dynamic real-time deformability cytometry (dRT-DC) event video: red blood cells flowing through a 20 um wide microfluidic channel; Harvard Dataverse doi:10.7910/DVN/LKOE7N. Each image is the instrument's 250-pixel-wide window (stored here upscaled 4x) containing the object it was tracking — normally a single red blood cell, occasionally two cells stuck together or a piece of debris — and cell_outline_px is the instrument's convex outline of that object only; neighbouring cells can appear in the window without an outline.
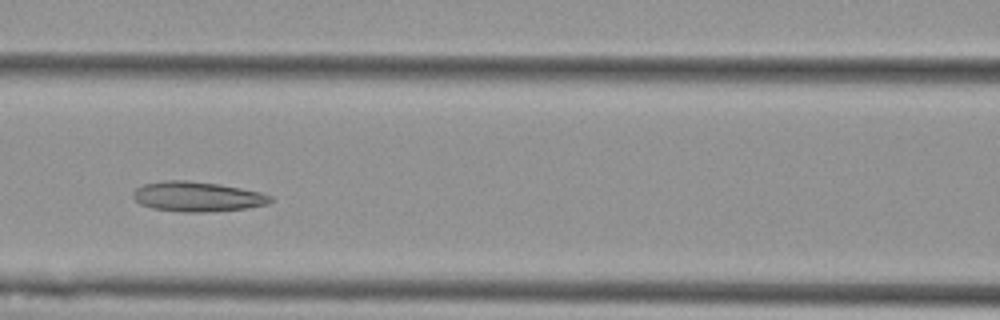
{"species": "Egyptian fruit bat (a non-hibernating species)", "species_latin": "Rousettus aegyptiacus", "temperature_condition": "cold", "stored_images_in_passage": 8, "camera_frame_rate_fps": 3000, "um_per_image_px": 0.085, "animal": {"sex": "female"}, "frame": {"image": 1, "passage_image": 5, "time_ms": 5.0, "image_size_px": [1000, 320], "cell_outline_px": [[272, 200], [268, 204], [248, 208], [208, 212], [184, 212], [152, 208], [140, 204], [132, 196], [132, 192], [136, 188], [144, 184], [164, 180], [188, 180], [220, 184], [260, 192], [272, 196]], "centroid_in_image_um": [16.76, 16.71], "position_along_channel_um": 149.8, "area_um2": 24.04}}
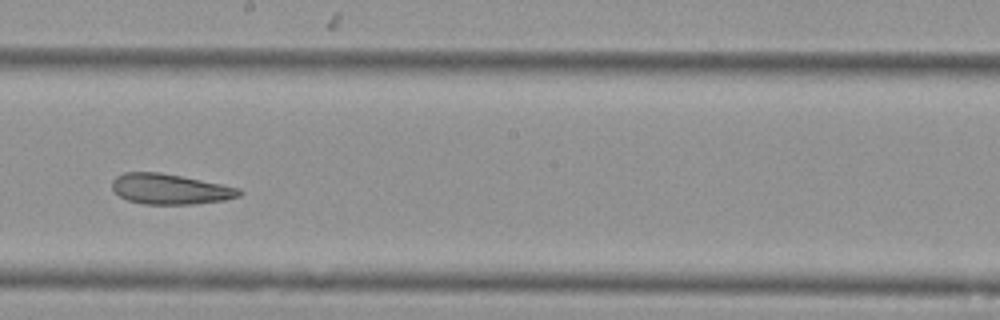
{"frame": {"image": 2, "passage_image": 7, "time_ms": 7.333, "image_size_px": [1000, 320], "cell_outline_px": [[244, 192], [240, 196], [224, 200], [192, 204], [144, 204], [128, 200], [120, 196], [112, 188], [112, 180], [116, 176], [124, 172], [160, 172], [240, 188]], "centroid_in_image_um": [14.45, 16.07], "position_along_channel_um": 233.8, "area_um2": 22.37}}
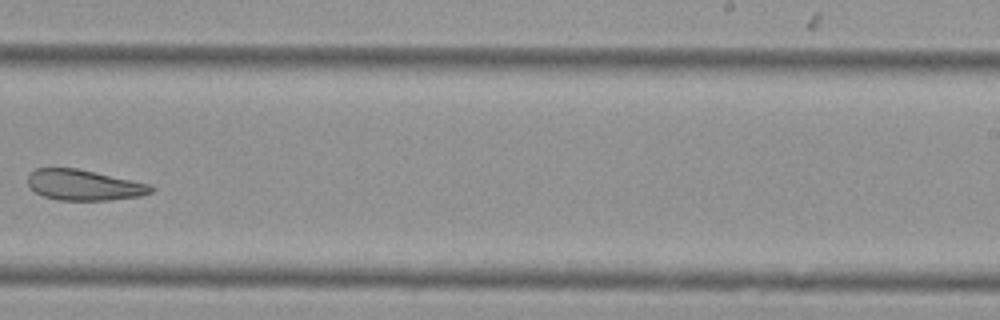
{"frame": {"image": 3, "passage_image": 8, "time_ms": 8.667, "image_size_px": [1000, 320], "cell_outline_px": [[156, 188], [152, 192], [140, 196], [108, 200], [60, 200], [44, 196], [36, 192], [28, 184], [28, 176], [36, 168], [76, 168], [152, 184]], "centroid_in_image_um": [7.18, 15.73], "position_along_channel_um": 281.8, "area_um2": 21.91}}